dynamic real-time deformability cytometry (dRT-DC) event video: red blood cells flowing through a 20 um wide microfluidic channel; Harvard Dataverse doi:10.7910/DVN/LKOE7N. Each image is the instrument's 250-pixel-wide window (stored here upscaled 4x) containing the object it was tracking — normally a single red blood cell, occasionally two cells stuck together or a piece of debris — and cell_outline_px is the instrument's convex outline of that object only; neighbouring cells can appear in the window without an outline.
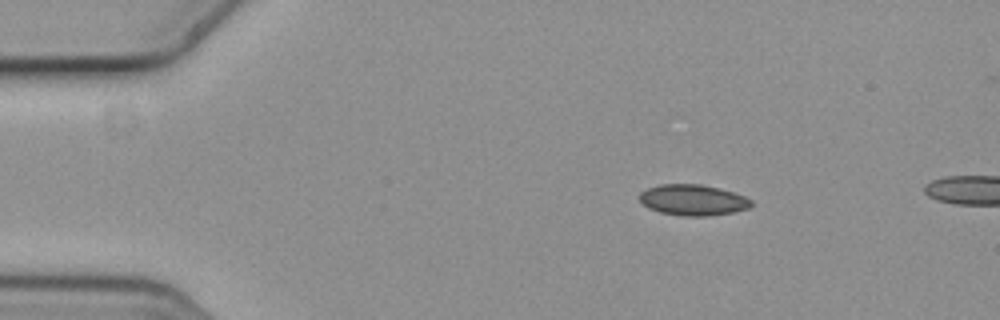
{"species": "common noctule bat (a hibernating species)", "species_latin": "Nyctalus noctula", "temperature_condition": "cold", "stored_images_in_passage": 5, "camera_frame_rate_fps": 3000, "um_per_image_px": 0.085, "animal": {"sex": "female", "body_mass_g": 19.3, "forearm_length_mm": 54.1}, "frame": {"image": 1, "passage_image": 2, "time_ms": 0.333, "image_size_px": [1000, 320], "cell_outline_px": [[752, 204], [748, 208], [736, 212], [708, 216], [680, 216], [660, 212], [648, 208], [640, 204], [640, 192], [648, 188], [660, 184], [700, 184], [732, 192], [744, 196], [752, 200]], "centroid_in_image_um": [58.87, 17.01], "position_along_channel_um": 26.1, "area_um2": 20.17}}